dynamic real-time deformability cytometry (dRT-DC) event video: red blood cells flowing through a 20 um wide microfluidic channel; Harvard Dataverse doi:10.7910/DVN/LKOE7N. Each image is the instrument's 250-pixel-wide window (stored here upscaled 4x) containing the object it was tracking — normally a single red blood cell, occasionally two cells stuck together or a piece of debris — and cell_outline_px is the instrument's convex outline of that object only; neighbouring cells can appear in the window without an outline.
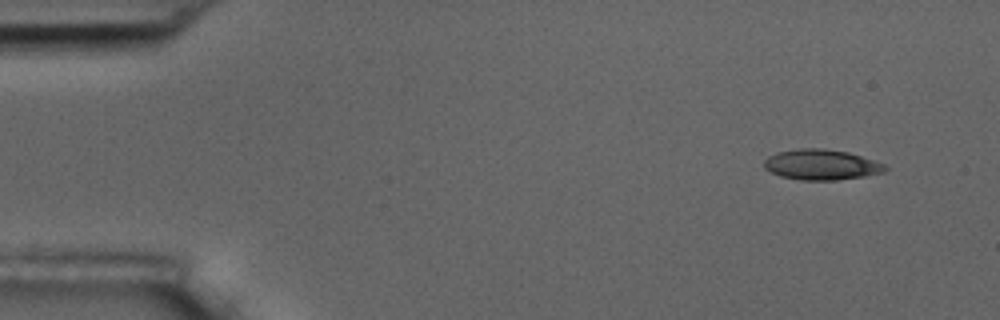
{"species": "common noctule bat (a hibernating species)", "species_latin": "Nyctalus noctula", "temperature_condition": "room temperature", "stored_images_in_passage": 6, "camera_frame_rate_fps": 3000, "um_per_image_px": 0.085, "animal": {"sex": "male", "body_mass_g": 17.5, "forearm_length_mm": 52.3}, "frame": {"image": 1, "passage_image": 1, "time_ms": 0.0, "image_size_px": [1000, 320], "cell_outline_px": [[888, 168], [884, 172], [864, 176], [836, 180], [800, 180], [780, 176], [764, 168], [764, 160], [768, 156], [776, 152], [800, 148], [824, 148], [848, 152], [884, 164]], "centroid_in_image_um": [69.78, 13.99], "position_along_channel_um": 15.2, "area_um2": 21.44}}
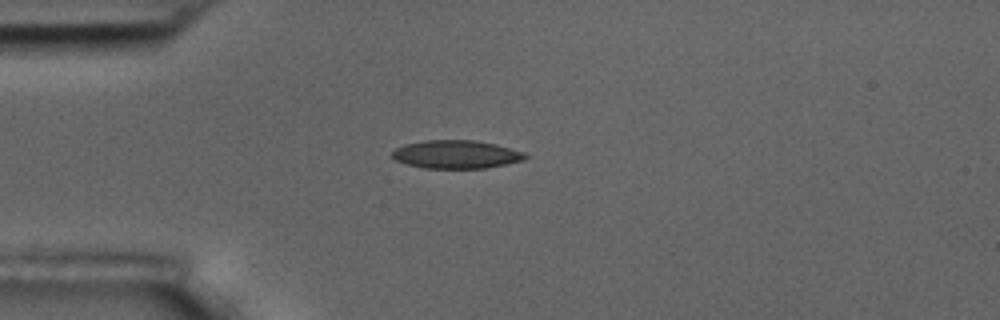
{"frame": {"image": 2, "passage_image": 4, "time_ms": 3.333, "image_size_px": [1000, 320], "cell_outline_px": [[528, 156], [524, 160], [484, 168], [424, 168], [404, 164], [396, 160], [392, 156], [392, 152], [396, 148], [404, 144], [424, 140], [476, 140], [496, 144], [524, 152]], "centroid_in_image_um": [38.75, 13.11], "position_along_channel_um": 46.2, "area_um2": 21.91}}
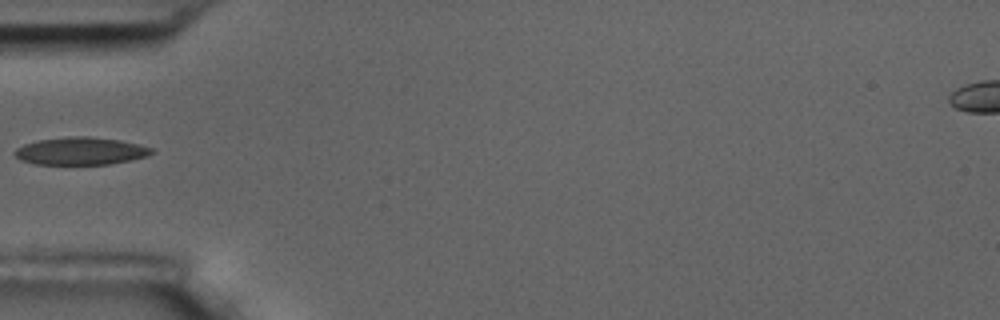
{"frame": {"image": 3, "passage_image": 5, "time_ms": 4.667, "image_size_px": [1000, 320], "cell_outline_px": [[156, 152], [148, 156], [132, 160], [108, 164], [36, 164], [20, 160], [12, 152], [16, 148], [24, 144], [36, 140], [76, 136], [88, 136], [120, 140], [140, 144], [152, 148]], "centroid_in_image_um": [6.88, 12.84], "position_along_channel_um": 78.1, "area_um2": 22.14}}